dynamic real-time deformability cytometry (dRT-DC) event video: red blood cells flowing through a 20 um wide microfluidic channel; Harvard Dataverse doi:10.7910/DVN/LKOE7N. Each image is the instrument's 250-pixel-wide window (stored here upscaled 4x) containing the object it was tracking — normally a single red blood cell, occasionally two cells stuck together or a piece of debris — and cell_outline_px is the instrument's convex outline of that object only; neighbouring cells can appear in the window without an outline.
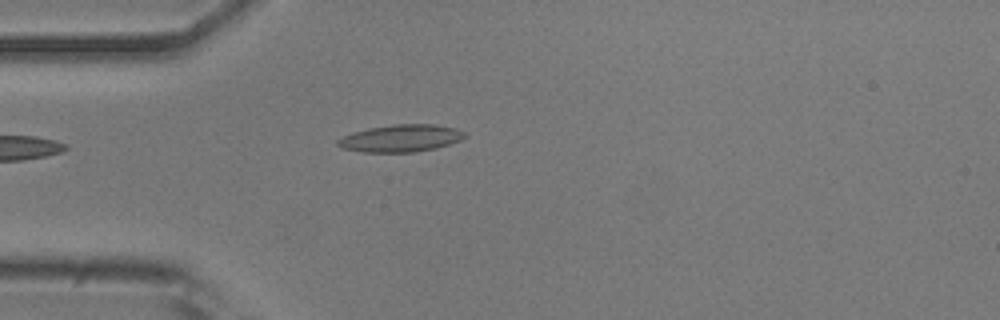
{"species": "common noctule bat (a hibernating species)", "species_latin": "Nyctalus noctula", "temperature_condition": "room temperature", "stored_images_in_passage": 36, "camera_frame_rate_fps": 3000, "um_per_image_px": 0.085, "animal": {"sex": "male", "body_mass_g": 20.5, "forearm_length_mm": 52.5}, "frame": {"image": 1, "passage_image": 1, "time_ms": 0.0, "image_size_px": [1000, 320], "cell_outline_px": [[464, 136], [460, 140], [436, 148], [412, 152], [360, 152], [340, 148], [336, 144], [336, 140], [352, 132], [368, 128], [392, 124], [432, 124], [456, 128], [464, 132]], "centroid_in_image_um": [34.0, 11.75], "position_along_channel_um": 51.0, "area_um2": 20.17}}
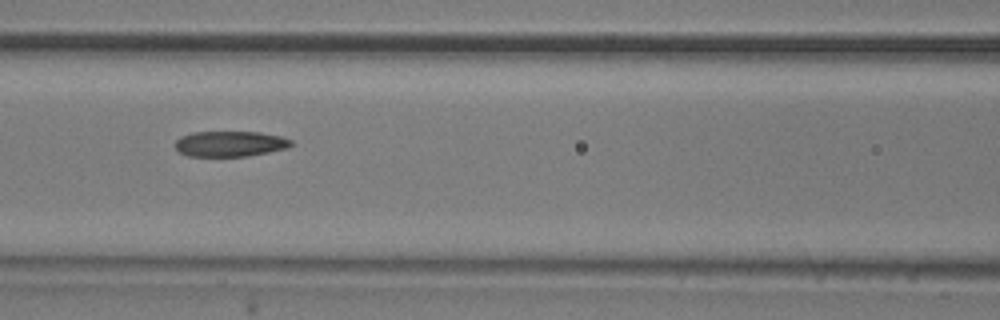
{"frame": {"image": 2, "passage_image": 9, "time_ms": 2.667, "image_size_px": [1000, 320], "cell_outline_px": [[292, 144], [288, 148], [248, 156], [188, 156], [180, 152], [176, 148], [176, 140], [180, 136], [192, 132], [260, 132], [280, 136], [292, 140]], "centroid_in_image_um": [19.55, 12.22], "position_along_channel_um": 147.0, "area_um2": 17.22}}
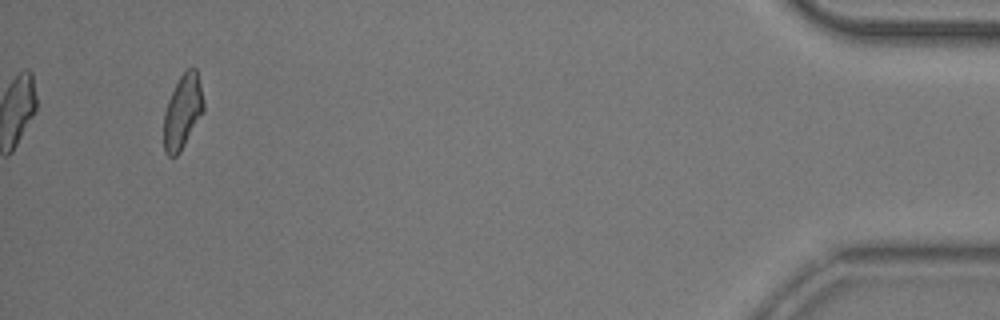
{"frame": {"image": 3, "passage_image": 36, "time_ms": 11.667, "image_size_px": [1000, 320], "cell_outline_px": [[204, 112], [180, 152], [176, 156], [168, 156], [164, 152], [164, 112], [168, 100], [180, 76], [188, 68], [196, 68], [204, 100]], "centroid_in_image_um": [15.53, 9.51], "position_along_channel_um": 419.7, "area_um2": 17.17}, "authors_computed_cell_mechanics": {"area_um2": 18.0336, "velocity_mm_per_s": 3.8932, "shape_relaxation_time_tau1_ms": 4.6031, "shape_relaxation_time_tau2_ms": 2.9704, "deformation_change_tau1": 0.1437, "deformation_change_tau2": 0.1077}}